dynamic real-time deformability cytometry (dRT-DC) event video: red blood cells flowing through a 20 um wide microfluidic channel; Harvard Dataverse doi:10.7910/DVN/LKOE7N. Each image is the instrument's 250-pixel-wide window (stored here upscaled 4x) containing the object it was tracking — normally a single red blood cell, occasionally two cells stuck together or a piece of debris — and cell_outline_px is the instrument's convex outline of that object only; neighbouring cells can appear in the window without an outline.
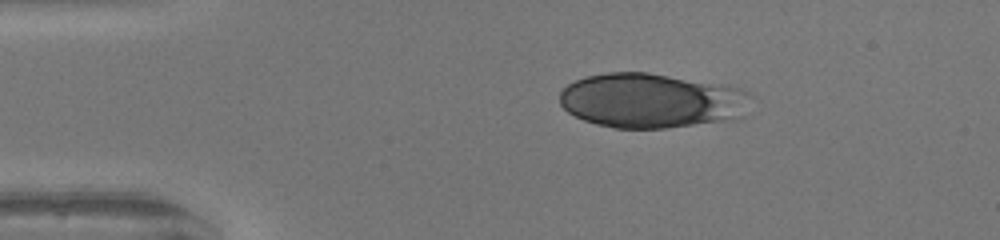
{"species": "human", "species_latin": "Homo sapiens", "temperature_condition": "warm", "stored_images_in_passage": 48, "camera_frame_rate_fps": 3000, "um_per_image_px": 0.085, "donor": {"sex": "female"}, "frame": {"image": 1, "passage_image": 8, "time_ms": 2.333, "image_size_px": [1000, 240], "cell_outline_px": [[752, 96], [744, 116], [736, 120], [664, 128], [616, 128], [596, 124], [584, 120], [568, 112], [560, 104], [560, 92], [568, 84], [576, 80], [588, 76], [608, 72], [644, 72], [740, 88], [752, 92]], "centroid_in_image_um": [55.41, 8.57], "position_along_channel_um": 29.6, "area_um2": 60.98}}